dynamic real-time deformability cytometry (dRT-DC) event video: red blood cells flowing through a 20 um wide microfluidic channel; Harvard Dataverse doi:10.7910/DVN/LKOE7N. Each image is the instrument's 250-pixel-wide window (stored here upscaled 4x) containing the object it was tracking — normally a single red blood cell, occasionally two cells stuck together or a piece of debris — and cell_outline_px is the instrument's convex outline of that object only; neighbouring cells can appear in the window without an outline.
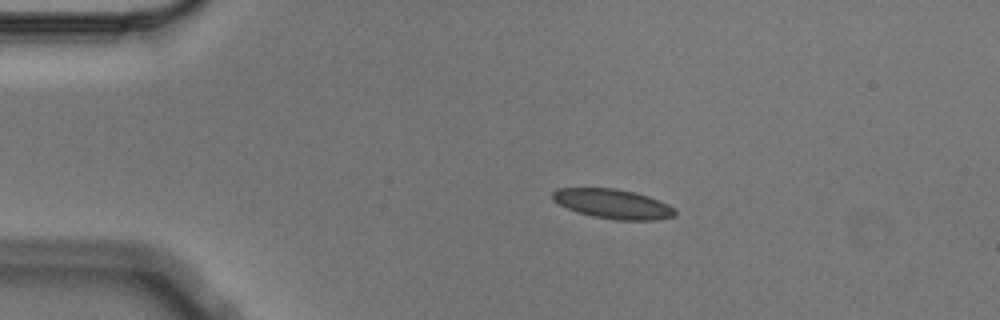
{"species": "Egyptian fruit bat (a non-hibernating species)", "species_latin": "Rousettus aegyptiacus", "temperature_condition": "cold", "stored_images_in_passage": 5, "segment_of_instrument_passage": [1, 2], "camera_frame_rate_fps": 3000, "um_per_image_px": 0.085, "animal": {"sex": "male"}, "frame": {"image": 1, "passage_image": 3, "time_ms": 0.667, "image_size_px": [1000, 320], "cell_outline_px": [[676, 216], [656, 220], [616, 220], [592, 216], [576, 212], [552, 200], [552, 192], [556, 188], [616, 188], [648, 196], [668, 204], [676, 208]], "centroid_in_image_um": [52.11, 17.33], "position_along_channel_um": 32.9, "area_um2": 21.15}}